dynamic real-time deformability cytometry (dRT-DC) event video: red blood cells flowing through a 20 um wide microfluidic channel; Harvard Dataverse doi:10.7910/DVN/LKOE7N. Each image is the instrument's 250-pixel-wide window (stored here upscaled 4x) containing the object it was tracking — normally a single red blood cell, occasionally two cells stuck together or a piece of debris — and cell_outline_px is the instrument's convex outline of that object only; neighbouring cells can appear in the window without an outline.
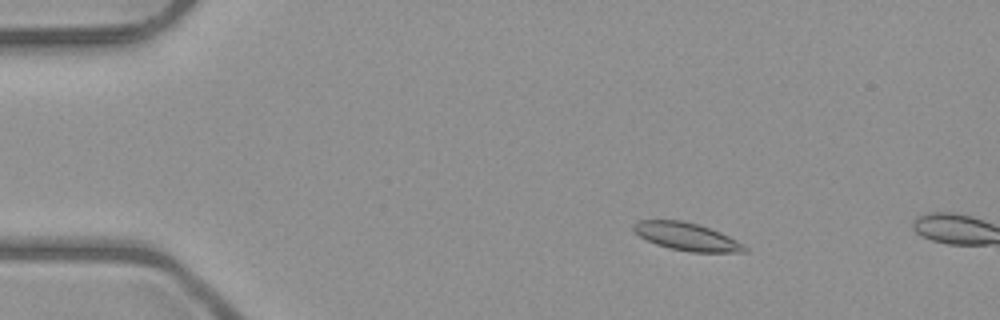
{"species": "common noctule bat (a hibernating species)", "species_latin": "Nyctalus noctula", "temperature_condition": "room temperature", "stored_images_in_passage": 3, "camera_frame_rate_fps": 3000, "um_per_image_px": 0.085, "animal": {"sex": "male", "body_mass_g": 23.1, "forearm_length_mm": 52.7}, "frame": {"image": 1, "passage_image": 2, "time_ms": 1.0, "image_size_px": [1000, 320], "cell_outline_px": [[748, 252], [692, 252], [668, 248], [656, 244], [640, 236], [632, 228], [632, 224], [640, 220], [680, 220], [700, 224], [720, 232], [744, 244], [748, 248]], "centroid_in_image_um": [58.39, 20.11], "position_along_channel_um": 26.6, "area_um2": 17.98}}